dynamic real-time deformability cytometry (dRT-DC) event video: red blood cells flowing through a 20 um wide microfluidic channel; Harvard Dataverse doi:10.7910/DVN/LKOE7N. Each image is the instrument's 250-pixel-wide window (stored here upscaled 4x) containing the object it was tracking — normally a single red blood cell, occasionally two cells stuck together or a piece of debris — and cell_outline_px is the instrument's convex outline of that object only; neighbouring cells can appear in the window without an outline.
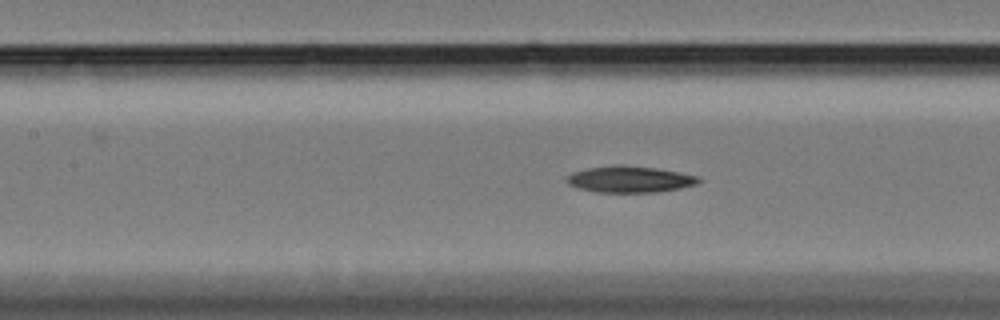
{"species": "Egyptian fruit bat (a non-hibernating species)", "species_latin": "Rousettus aegyptiacus", "temperature_condition": "cold", "stored_images_in_passage": 41, "camera_frame_rate_fps": 3000, "um_per_image_px": 0.085, "animal": {"sex": "female"}, "frame": {"image": 1, "passage_image": 9, "time_ms": 2.667, "image_size_px": [1000, 320], "cell_outline_px": [[704, 180], [696, 184], [680, 188], [656, 192], [596, 192], [580, 188], [568, 184], [564, 180], [572, 172], [588, 168], [616, 164], [620, 164], [656, 168], [680, 172], [700, 176]], "centroid_in_image_um": [53.56, 15.23], "position_along_channel_um": 153.8, "area_um2": 20.46}}
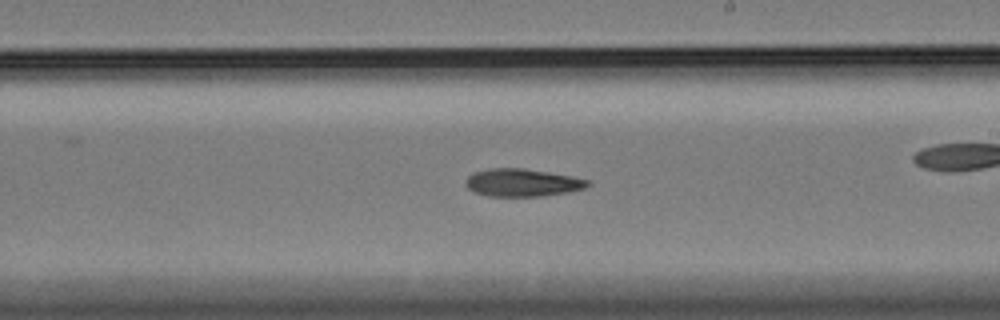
{"frame": {"image": 2, "passage_image": 17, "time_ms": 5.333, "image_size_px": [1000, 320], "cell_outline_px": [[592, 184], [584, 188], [568, 192], [540, 196], [488, 196], [476, 192], [468, 188], [464, 184], [464, 180], [472, 172], [492, 168], [520, 168], [548, 172], [572, 176], [588, 180]], "centroid_in_image_um": [44.37, 15.52], "position_along_channel_um": 244.6, "area_um2": 19.65}}
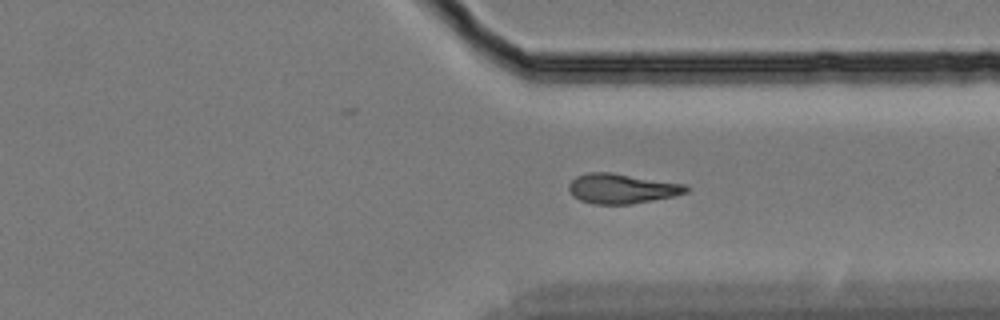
{"frame": {"image": 3, "passage_image": 27, "time_ms": 8.667, "image_size_px": [1000, 320], "cell_outline_px": [[688, 192], [672, 196], [632, 204], [596, 204], [580, 200], [572, 196], [568, 188], [568, 184], [576, 176], [588, 172], [608, 172], [684, 184], [688, 188]], "centroid_in_image_um": [52.8, 16.03], "position_along_channel_um": 358.6, "area_um2": 20.17}}